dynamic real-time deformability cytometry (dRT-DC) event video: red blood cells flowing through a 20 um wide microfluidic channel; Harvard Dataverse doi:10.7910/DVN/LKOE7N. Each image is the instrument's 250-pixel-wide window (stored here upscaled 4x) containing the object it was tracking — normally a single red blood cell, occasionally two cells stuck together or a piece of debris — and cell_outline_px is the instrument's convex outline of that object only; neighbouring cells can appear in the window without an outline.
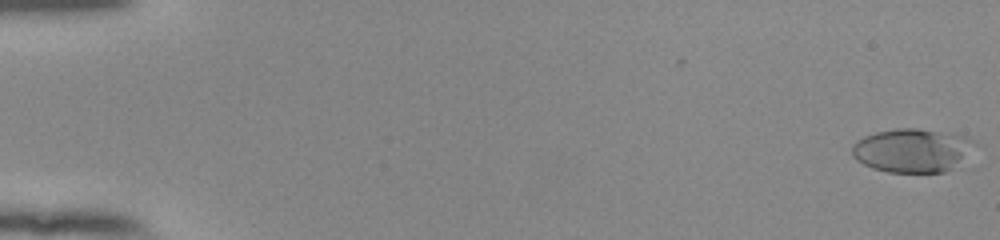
{"species": "human", "species_latin": "Homo sapiens", "temperature_condition": "room temperature", "stored_images_in_passage": 55, "camera_frame_rate_fps": 3000, "um_per_image_px": 0.085, "donor": {"sex": "female"}, "frame": {"image": 1, "passage_image": 1, "time_ms": 0.0, "image_size_px": [1000, 240], "cell_outline_px": [[980, 144], [944, 172], [888, 172], [872, 168], [856, 160], [852, 156], [852, 144], [856, 140], [864, 136], [876, 132], [896, 128], [916, 128], [964, 136], [976, 140]], "centroid_in_image_um": [77.5, 12.77], "position_along_channel_um": 7.5, "area_um2": 31.04}}
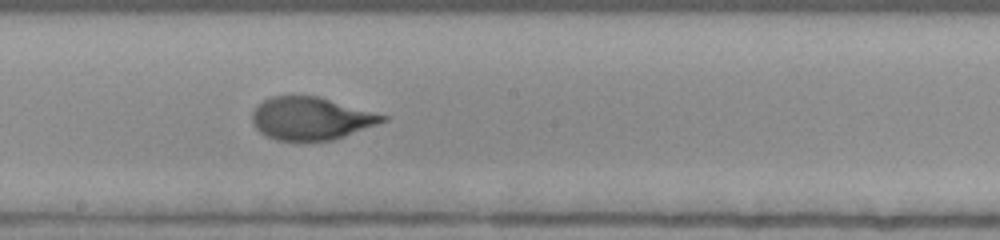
{"frame": {"image": 2, "passage_image": 32, "time_ms": 10.333, "image_size_px": [1000, 240], "cell_outline_px": [[388, 120], [344, 136], [332, 140], [276, 140], [264, 136], [252, 124], [252, 112], [264, 100], [272, 96], [320, 96], [388, 116]], "centroid_in_image_um": [26.42, 10.06], "position_along_channel_um": 221.8, "area_um2": 32.31}}
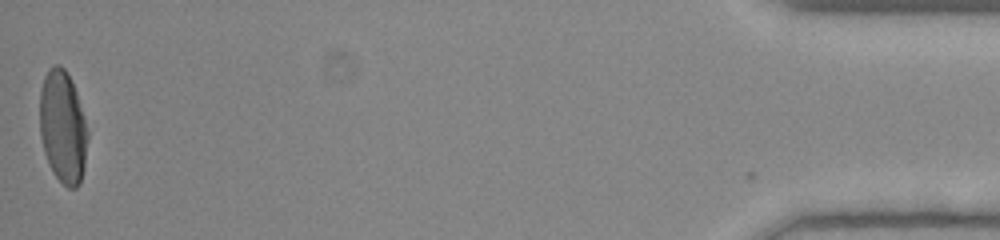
{"frame": {"image": 3, "passage_image": 55, "time_ms": 18.0, "image_size_px": [1000, 240], "cell_outline_px": [[88, 140], [84, 168], [80, 184], [76, 188], [68, 188], [52, 172], [44, 152], [40, 136], [40, 92], [44, 76], [48, 68], [52, 64], [60, 64], [64, 68], [76, 92], [84, 116], [88, 132]], "centroid_in_image_um": [5.34, 10.8], "position_along_channel_um": 429.9, "area_um2": 31.56}, "authors_computed_cell_mechanics": {"area_um2": 32.3102, "velocity_mm_per_s": 3.8548, "shape_relaxation_time_tau1_ms": 4.8391, "shape_relaxation_time_tau2_ms": 0.795, "deformation_change_tau1": 0.2234, "deformation_change_tau2": 0.0602}}